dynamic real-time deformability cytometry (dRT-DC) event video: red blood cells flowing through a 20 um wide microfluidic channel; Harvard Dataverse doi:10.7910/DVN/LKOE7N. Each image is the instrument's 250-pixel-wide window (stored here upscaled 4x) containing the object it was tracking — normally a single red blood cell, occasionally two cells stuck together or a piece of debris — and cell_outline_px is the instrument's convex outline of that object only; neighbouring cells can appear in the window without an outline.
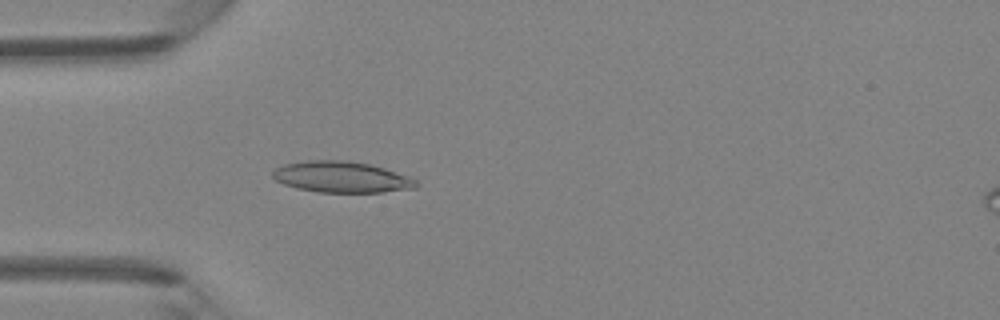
{"species": "Egyptian fruit bat (a non-hibernating species)", "species_latin": "Rousettus aegyptiacus", "temperature_condition": "room temperature", "stored_images_in_passage": 46, "camera_frame_rate_fps": 3000, "um_per_image_px": 0.085, "animal": {"sex": "female"}, "frame": {"image": 1, "passage_image": 13, "time_ms": 4.0, "image_size_px": [1000, 320], "cell_outline_px": [[420, 184], [416, 188], [380, 192], [320, 192], [296, 188], [284, 184], [276, 180], [272, 176], [272, 172], [276, 168], [284, 164], [308, 160], [348, 160], [372, 164], [408, 176], [416, 180]], "centroid_in_image_um": [29.04, 15.04], "position_along_channel_um": 56.0, "area_um2": 26.07}}
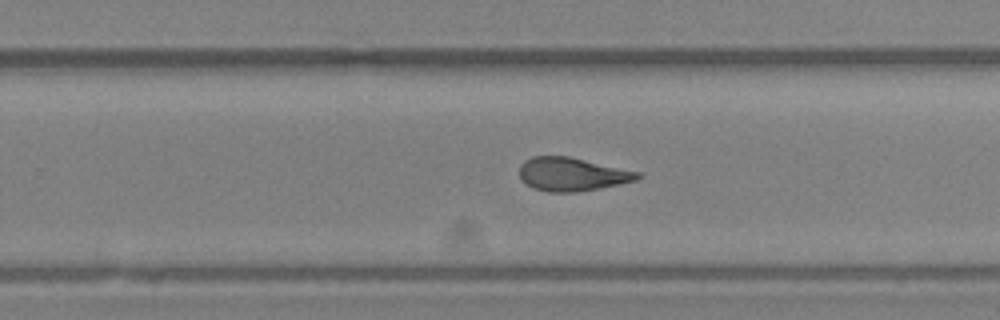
{"frame": {"image": 2, "passage_image": 29, "time_ms": 9.333, "image_size_px": [1000, 320], "cell_outline_px": [[644, 176], [636, 180], [620, 184], [600, 188], [576, 192], [548, 192], [532, 188], [520, 176], [520, 164], [524, 160], [532, 156], [568, 156], [640, 172]], "centroid_in_image_um": [48.64, 14.81], "position_along_channel_um": 281.2, "area_um2": 23.0}}
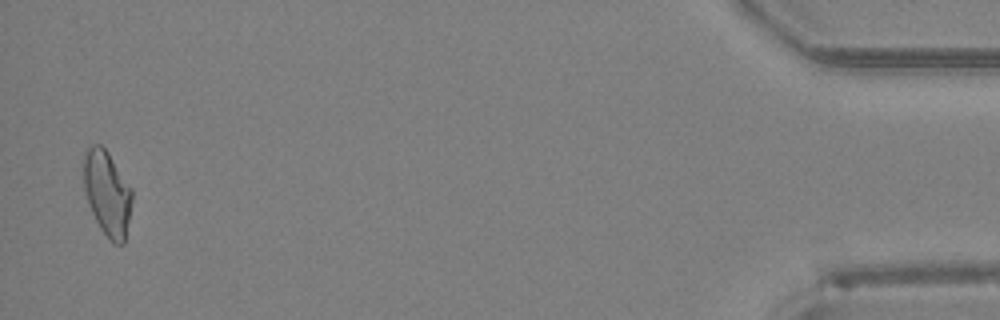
{"frame": {"image": 3, "passage_image": 45, "time_ms": 14.667, "image_size_px": [1000, 320], "cell_outline_px": [[132, 200], [124, 244], [112, 244], [100, 228], [88, 204], [84, 188], [84, 152], [92, 144], [100, 144], [108, 152], [132, 188]], "centroid_in_image_um": [9.11, 16.43], "position_along_channel_um": 426.1, "area_um2": 23.93}, "authors_computed_cell_mechanics": {"area_um2": 23.3801, "velocity_mm_per_s": 4.341, "shape_relaxation_time_tau1_ms": 6.6165, "shape_relaxation_time_tau2_ms": 1.6717, "deformation_change_tau1": 0.1918, "deformation_change_tau2": 0.0902}}